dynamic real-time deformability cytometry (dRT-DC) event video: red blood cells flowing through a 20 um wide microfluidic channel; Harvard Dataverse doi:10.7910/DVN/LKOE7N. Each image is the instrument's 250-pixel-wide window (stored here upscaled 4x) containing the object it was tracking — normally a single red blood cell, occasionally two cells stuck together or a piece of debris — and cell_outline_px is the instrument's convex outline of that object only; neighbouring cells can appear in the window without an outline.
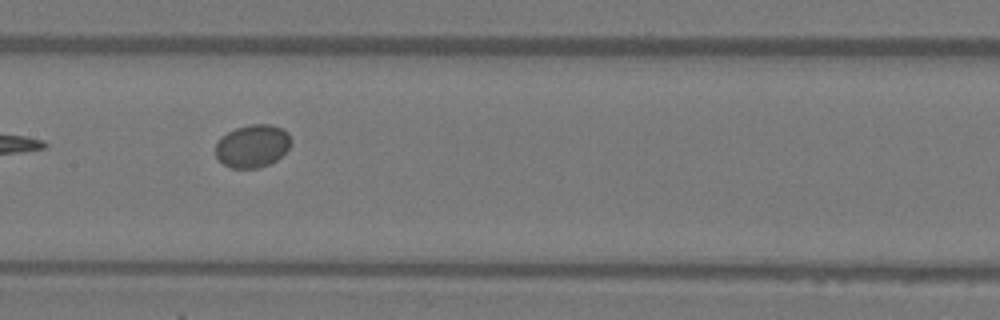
{"species": "Egyptian fruit bat (a non-hibernating species)", "species_latin": "Rousettus aegyptiacus", "temperature_condition": "warm", "stored_images_in_passage": 7, "camera_frame_rate_fps": 3000, "um_per_image_px": 0.085, "animal": {"sex": "female"}, "frame": {"image": 1, "passage_image": 7, "time_ms": 2.0, "image_size_px": [1000, 320], "cell_outline_px": [[292, 140], [288, 148], [276, 160], [268, 164], [256, 168], [232, 168], [224, 164], [216, 156], [216, 140], [220, 136], [236, 128], [248, 124], [268, 124], [280, 128], [288, 132]], "centroid_in_image_um": [21.44, 12.39], "position_along_channel_um": 186.0, "area_um2": 18.79}}